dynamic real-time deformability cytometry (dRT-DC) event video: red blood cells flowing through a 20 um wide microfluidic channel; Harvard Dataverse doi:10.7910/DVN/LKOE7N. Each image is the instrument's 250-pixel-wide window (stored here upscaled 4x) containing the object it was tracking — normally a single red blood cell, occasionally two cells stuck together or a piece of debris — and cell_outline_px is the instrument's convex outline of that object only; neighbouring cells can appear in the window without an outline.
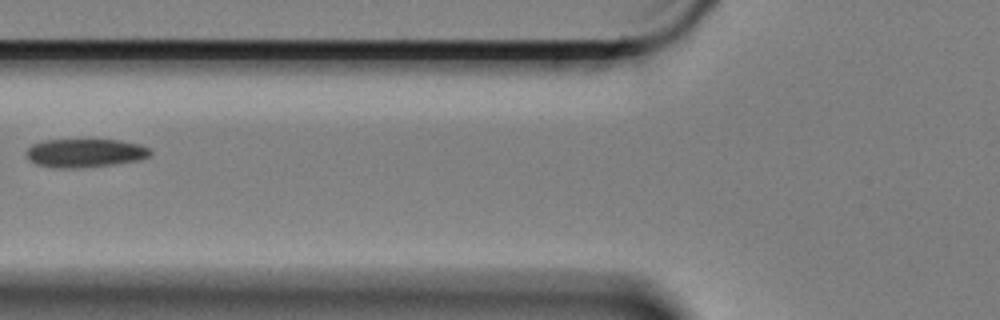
{"species": "Egyptian fruit bat (a non-hibernating species)", "species_latin": "Rousettus aegyptiacus", "temperature_condition": "cold", "stored_images_in_passage": 38, "camera_frame_rate_fps": 3000, "um_per_image_px": 0.085, "animal": {"sex": "female"}, "frame": {"image": 1, "passage_image": 2, "time_ms": 0.333, "image_size_px": [1000, 320], "cell_outline_px": [[152, 152], [148, 156], [136, 160], [112, 164], [72, 168], [60, 168], [36, 164], [28, 156], [28, 148], [32, 144], [44, 140], [120, 140], [140, 144], [148, 148]], "centroid_in_image_um": [7.24, 12.99], "position_along_channel_um": 118.6, "area_um2": 20.11}}
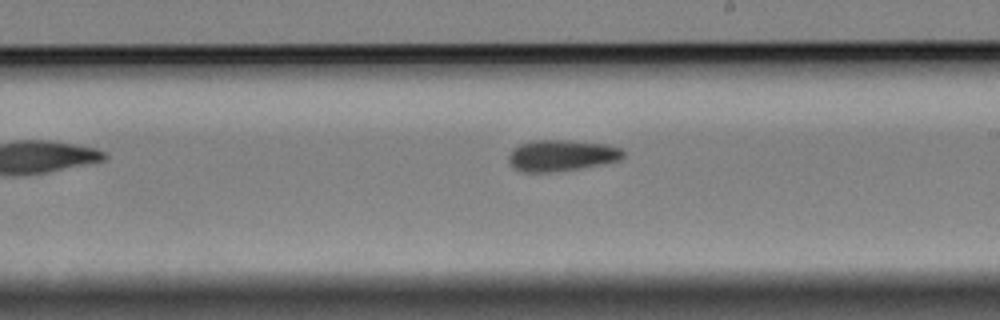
{"frame": {"image": 2, "passage_image": 13, "time_ms": 4.0, "image_size_px": [1000, 320], "cell_outline_px": [[624, 156], [620, 160], [580, 168], [552, 172], [524, 172], [512, 168], [508, 160], [508, 156], [512, 148], [528, 140], [568, 140], [608, 144], [620, 148], [624, 152]], "centroid_in_image_um": [47.69, 13.2], "position_along_channel_um": 241.3, "area_um2": 21.1}}
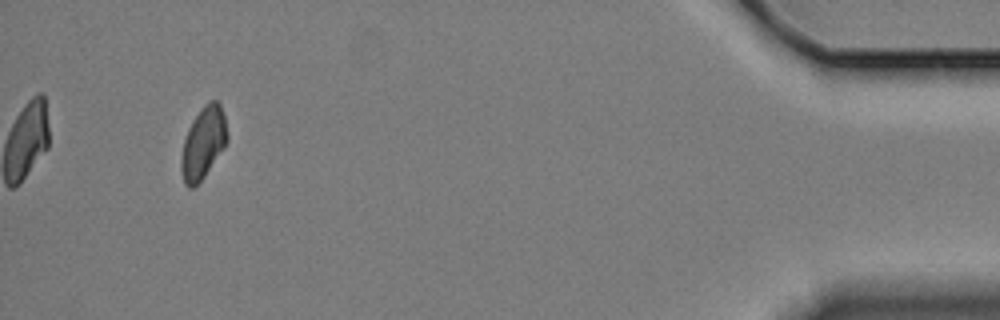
{"frame": {"image": 3, "passage_image": 35, "time_ms": 11.333, "image_size_px": [1000, 320], "cell_outline_px": [[228, 140], [204, 176], [192, 188], [188, 188], [184, 184], [180, 168], [180, 160], [184, 140], [188, 128], [204, 104], [208, 100], [216, 100], [220, 104], [224, 116], [228, 136]], "centroid_in_image_um": [17.26, 12.14], "position_along_channel_um": 417.9, "area_um2": 18.96}}